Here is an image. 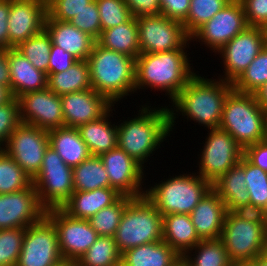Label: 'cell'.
<instances>
[{"instance_id":"6da1fadb","label":"cell","mask_w":267,"mask_h":266,"mask_svg":"<svg viewBox=\"0 0 267 266\" xmlns=\"http://www.w3.org/2000/svg\"><path fill=\"white\" fill-rule=\"evenodd\" d=\"M232 90V83L223 79L212 80L195 74L171 101V108H168L171 131L178 114L186 115L187 121L190 118L198 125L203 124L204 128H219L224 102Z\"/></svg>"},{"instance_id":"7a4b0ae2","label":"cell","mask_w":267,"mask_h":266,"mask_svg":"<svg viewBox=\"0 0 267 266\" xmlns=\"http://www.w3.org/2000/svg\"><path fill=\"white\" fill-rule=\"evenodd\" d=\"M140 106L138 116L117 125V146L144 168L151 154L170 135L171 128L168 106Z\"/></svg>"},{"instance_id":"3957f363","label":"cell","mask_w":267,"mask_h":266,"mask_svg":"<svg viewBox=\"0 0 267 266\" xmlns=\"http://www.w3.org/2000/svg\"><path fill=\"white\" fill-rule=\"evenodd\" d=\"M185 49L139 54L136 58L135 93L152 88L165 91L171 101L196 74ZM193 71V72H192Z\"/></svg>"},{"instance_id":"277c9868","label":"cell","mask_w":267,"mask_h":266,"mask_svg":"<svg viewBox=\"0 0 267 266\" xmlns=\"http://www.w3.org/2000/svg\"><path fill=\"white\" fill-rule=\"evenodd\" d=\"M87 61L92 89L113 105L127 98L125 96L134 94L135 58L106 49L95 42Z\"/></svg>"},{"instance_id":"5b68a950","label":"cell","mask_w":267,"mask_h":266,"mask_svg":"<svg viewBox=\"0 0 267 266\" xmlns=\"http://www.w3.org/2000/svg\"><path fill=\"white\" fill-rule=\"evenodd\" d=\"M232 263H249L262 256L267 243V215L227 212L221 238Z\"/></svg>"},{"instance_id":"8992f818","label":"cell","mask_w":267,"mask_h":266,"mask_svg":"<svg viewBox=\"0 0 267 266\" xmlns=\"http://www.w3.org/2000/svg\"><path fill=\"white\" fill-rule=\"evenodd\" d=\"M161 182V183H160ZM145 190V197L162 216L190 214L212 188V184L195 172L180 174L160 181Z\"/></svg>"},{"instance_id":"52a82bcc","label":"cell","mask_w":267,"mask_h":266,"mask_svg":"<svg viewBox=\"0 0 267 266\" xmlns=\"http://www.w3.org/2000/svg\"><path fill=\"white\" fill-rule=\"evenodd\" d=\"M264 111L255 94L232 90L226 97L219 128L230 133L245 149L266 140Z\"/></svg>"},{"instance_id":"ba28073f","label":"cell","mask_w":267,"mask_h":266,"mask_svg":"<svg viewBox=\"0 0 267 266\" xmlns=\"http://www.w3.org/2000/svg\"><path fill=\"white\" fill-rule=\"evenodd\" d=\"M163 216L145 197L133 198L126 206L114 240L120 253L143 244L161 241Z\"/></svg>"},{"instance_id":"9c48e42d","label":"cell","mask_w":267,"mask_h":266,"mask_svg":"<svg viewBox=\"0 0 267 266\" xmlns=\"http://www.w3.org/2000/svg\"><path fill=\"white\" fill-rule=\"evenodd\" d=\"M73 168L51 147L45 151L39 173L32 179L39 202L47 211L61 208L74 192Z\"/></svg>"},{"instance_id":"30bf717a","label":"cell","mask_w":267,"mask_h":266,"mask_svg":"<svg viewBox=\"0 0 267 266\" xmlns=\"http://www.w3.org/2000/svg\"><path fill=\"white\" fill-rule=\"evenodd\" d=\"M199 158L196 172L211 184L215 183L230 168L236 166L244 155V149L234 137L220 129H209Z\"/></svg>"},{"instance_id":"8fae6325","label":"cell","mask_w":267,"mask_h":266,"mask_svg":"<svg viewBox=\"0 0 267 266\" xmlns=\"http://www.w3.org/2000/svg\"><path fill=\"white\" fill-rule=\"evenodd\" d=\"M136 20L140 54L189 48L190 36L182 22L161 14L143 15L136 17Z\"/></svg>"},{"instance_id":"7c38bea8","label":"cell","mask_w":267,"mask_h":266,"mask_svg":"<svg viewBox=\"0 0 267 266\" xmlns=\"http://www.w3.org/2000/svg\"><path fill=\"white\" fill-rule=\"evenodd\" d=\"M63 261L56 228L46 216L25 228L16 266H56Z\"/></svg>"},{"instance_id":"4fadbf2b","label":"cell","mask_w":267,"mask_h":266,"mask_svg":"<svg viewBox=\"0 0 267 266\" xmlns=\"http://www.w3.org/2000/svg\"><path fill=\"white\" fill-rule=\"evenodd\" d=\"M248 27L240 0H231L209 21L199 27L190 40L202 42L215 54Z\"/></svg>"},{"instance_id":"5bb4252c","label":"cell","mask_w":267,"mask_h":266,"mask_svg":"<svg viewBox=\"0 0 267 266\" xmlns=\"http://www.w3.org/2000/svg\"><path fill=\"white\" fill-rule=\"evenodd\" d=\"M45 216L56 228L64 261L75 264L99 237L87 219L70 217L61 208L47 210Z\"/></svg>"},{"instance_id":"9a60e30c","label":"cell","mask_w":267,"mask_h":266,"mask_svg":"<svg viewBox=\"0 0 267 266\" xmlns=\"http://www.w3.org/2000/svg\"><path fill=\"white\" fill-rule=\"evenodd\" d=\"M48 146V131L20 123L2 149L33 179L41 169Z\"/></svg>"},{"instance_id":"2e32d148","label":"cell","mask_w":267,"mask_h":266,"mask_svg":"<svg viewBox=\"0 0 267 266\" xmlns=\"http://www.w3.org/2000/svg\"><path fill=\"white\" fill-rule=\"evenodd\" d=\"M267 38L264 28L248 26L240 32L216 54L223 58L225 68L223 76L218 78L226 82L233 83L249 64L256 58L261 50L266 46Z\"/></svg>"},{"instance_id":"e0dca14e","label":"cell","mask_w":267,"mask_h":266,"mask_svg":"<svg viewBox=\"0 0 267 266\" xmlns=\"http://www.w3.org/2000/svg\"><path fill=\"white\" fill-rule=\"evenodd\" d=\"M20 121L46 131L64 127L62 99L48 87L18 98Z\"/></svg>"},{"instance_id":"ac0fdd59","label":"cell","mask_w":267,"mask_h":266,"mask_svg":"<svg viewBox=\"0 0 267 266\" xmlns=\"http://www.w3.org/2000/svg\"><path fill=\"white\" fill-rule=\"evenodd\" d=\"M46 215L35 186L21 191L0 194V230L27 228Z\"/></svg>"},{"instance_id":"d6986e66","label":"cell","mask_w":267,"mask_h":266,"mask_svg":"<svg viewBox=\"0 0 267 266\" xmlns=\"http://www.w3.org/2000/svg\"><path fill=\"white\" fill-rule=\"evenodd\" d=\"M109 177L110 187L133 198L145 195L144 168L118 146L99 156Z\"/></svg>"},{"instance_id":"ffe728a7","label":"cell","mask_w":267,"mask_h":266,"mask_svg":"<svg viewBox=\"0 0 267 266\" xmlns=\"http://www.w3.org/2000/svg\"><path fill=\"white\" fill-rule=\"evenodd\" d=\"M46 16V0H10L9 49L42 32Z\"/></svg>"},{"instance_id":"44dd1931","label":"cell","mask_w":267,"mask_h":266,"mask_svg":"<svg viewBox=\"0 0 267 266\" xmlns=\"http://www.w3.org/2000/svg\"><path fill=\"white\" fill-rule=\"evenodd\" d=\"M61 99L64 124L73 128L103 117L114 106L92 88L61 95Z\"/></svg>"},{"instance_id":"7402d4cb","label":"cell","mask_w":267,"mask_h":266,"mask_svg":"<svg viewBox=\"0 0 267 266\" xmlns=\"http://www.w3.org/2000/svg\"><path fill=\"white\" fill-rule=\"evenodd\" d=\"M227 209L218 193L211 188L189 214L201 240L220 239Z\"/></svg>"},{"instance_id":"603a6c76","label":"cell","mask_w":267,"mask_h":266,"mask_svg":"<svg viewBox=\"0 0 267 266\" xmlns=\"http://www.w3.org/2000/svg\"><path fill=\"white\" fill-rule=\"evenodd\" d=\"M10 91L16 99L21 95L47 88L48 75L37 70L16 48L7 50Z\"/></svg>"},{"instance_id":"cb8c5ba5","label":"cell","mask_w":267,"mask_h":266,"mask_svg":"<svg viewBox=\"0 0 267 266\" xmlns=\"http://www.w3.org/2000/svg\"><path fill=\"white\" fill-rule=\"evenodd\" d=\"M212 188L224 201L227 212H250V196L245 181V157L215 181Z\"/></svg>"},{"instance_id":"d4e9b609","label":"cell","mask_w":267,"mask_h":266,"mask_svg":"<svg viewBox=\"0 0 267 266\" xmlns=\"http://www.w3.org/2000/svg\"><path fill=\"white\" fill-rule=\"evenodd\" d=\"M54 45L63 48L77 60H87L96 40L73 26L70 22L50 19L46 16L45 28Z\"/></svg>"},{"instance_id":"484cf974","label":"cell","mask_w":267,"mask_h":266,"mask_svg":"<svg viewBox=\"0 0 267 266\" xmlns=\"http://www.w3.org/2000/svg\"><path fill=\"white\" fill-rule=\"evenodd\" d=\"M121 196L112 187L93 191H74L61 209L70 217L88 220L101 209L114 204Z\"/></svg>"},{"instance_id":"4316f807","label":"cell","mask_w":267,"mask_h":266,"mask_svg":"<svg viewBox=\"0 0 267 266\" xmlns=\"http://www.w3.org/2000/svg\"><path fill=\"white\" fill-rule=\"evenodd\" d=\"M114 109L113 106L103 117L77 127L91 155L100 156L117 147V125L109 120Z\"/></svg>"},{"instance_id":"83f0119b","label":"cell","mask_w":267,"mask_h":266,"mask_svg":"<svg viewBox=\"0 0 267 266\" xmlns=\"http://www.w3.org/2000/svg\"><path fill=\"white\" fill-rule=\"evenodd\" d=\"M162 240L180 256H184L201 241L189 214L164 215Z\"/></svg>"},{"instance_id":"f1b7e54d","label":"cell","mask_w":267,"mask_h":266,"mask_svg":"<svg viewBox=\"0 0 267 266\" xmlns=\"http://www.w3.org/2000/svg\"><path fill=\"white\" fill-rule=\"evenodd\" d=\"M49 146L70 167H75L91 156L86 143L81 139L77 128L59 127L48 131Z\"/></svg>"},{"instance_id":"f546056e","label":"cell","mask_w":267,"mask_h":266,"mask_svg":"<svg viewBox=\"0 0 267 266\" xmlns=\"http://www.w3.org/2000/svg\"><path fill=\"white\" fill-rule=\"evenodd\" d=\"M180 255L163 240L121 253V266H170Z\"/></svg>"},{"instance_id":"4dcf8cb0","label":"cell","mask_w":267,"mask_h":266,"mask_svg":"<svg viewBox=\"0 0 267 266\" xmlns=\"http://www.w3.org/2000/svg\"><path fill=\"white\" fill-rule=\"evenodd\" d=\"M96 42L102 47L137 58L140 54L139 32L136 17L127 22L101 31Z\"/></svg>"},{"instance_id":"1f68e13d","label":"cell","mask_w":267,"mask_h":266,"mask_svg":"<svg viewBox=\"0 0 267 266\" xmlns=\"http://www.w3.org/2000/svg\"><path fill=\"white\" fill-rule=\"evenodd\" d=\"M47 87L57 95L91 89L90 67L87 60H78L67 70L48 75Z\"/></svg>"},{"instance_id":"d6a6232c","label":"cell","mask_w":267,"mask_h":266,"mask_svg":"<svg viewBox=\"0 0 267 266\" xmlns=\"http://www.w3.org/2000/svg\"><path fill=\"white\" fill-rule=\"evenodd\" d=\"M74 191H93L110 187L109 177L99 156L91 155L73 167Z\"/></svg>"},{"instance_id":"836d02e7","label":"cell","mask_w":267,"mask_h":266,"mask_svg":"<svg viewBox=\"0 0 267 266\" xmlns=\"http://www.w3.org/2000/svg\"><path fill=\"white\" fill-rule=\"evenodd\" d=\"M192 252L195 254L192 255ZM183 257L188 266H230L232 264L221 239L201 240Z\"/></svg>"},{"instance_id":"e575fe53","label":"cell","mask_w":267,"mask_h":266,"mask_svg":"<svg viewBox=\"0 0 267 266\" xmlns=\"http://www.w3.org/2000/svg\"><path fill=\"white\" fill-rule=\"evenodd\" d=\"M75 266H121V253L114 237L99 236Z\"/></svg>"},{"instance_id":"d590c367","label":"cell","mask_w":267,"mask_h":266,"mask_svg":"<svg viewBox=\"0 0 267 266\" xmlns=\"http://www.w3.org/2000/svg\"><path fill=\"white\" fill-rule=\"evenodd\" d=\"M266 82L267 44L247 69L232 83V88L240 93L255 94Z\"/></svg>"},{"instance_id":"8d00e7d4","label":"cell","mask_w":267,"mask_h":266,"mask_svg":"<svg viewBox=\"0 0 267 266\" xmlns=\"http://www.w3.org/2000/svg\"><path fill=\"white\" fill-rule=\"evenodd\" d=\"M32 184V178L0 148V194L21 191Z\"/></svg>"},{"instance_id":"74e56055","label":"cell","mask_w":267,"mask_h":266,"mask_svg":"<svg viewBox=\"0 0 267 266\" xmlns=\"http://www.w3.org/2000/svg\"><path fill=\"white\" fill-rule=\"evenodd\" d=\"M245 181L250 196V212L267 215V172L245 158Z\"/></svg>"},{"instance_id":"f35d334b","label":"cell","mask_w":267,"mask_h":266,"mask_svg":"<svg viewBox=\"0 0 267 266\" xmlns=\"http://www.w3.org/2000/svg\"><path fill=\"white\" fill-rule=\"evenodd\" d=\"M133 199L122 195L114 204L98 211L88 219L98 236L114 237L127 204Z\"/></svg>"},{"instance_id":"ab89813d","label":"cell","mask_w":267,"mask_h":266,"mask_svg":"<svg viewBox=\"0 0 267 266\" xmlns=\"http://www.w3.org/2000/svg\"><path fill=\"white\" fill-rule=\"evenodd\" d=\"M51 46V36L44 29L39 34L21 42L16 49L21 52L37 70L48 75Z\"/></svg>"},{"instance_id":"60d3db41","label":"cell","mask_w":267,"mask_h":266,"mask_svg":"<svg viewBox=\"0 0 267 266\" xmlns=\"http://www.w3.org/2000/svg\"><path fill=\"white\" fill-rule=\"evenodd\" d=\"M230 1L231 0H190L187 18L182 22L186 33L191 36Z\"/></svg>"},{"instance_id":"b9f144b4","label":"cell","mask_w":267,"mask_h":266,"mask_svg":"<svg viewBox=\"0 0 267 266\" xmlns=\"http://www.w3.org/2000/svg\"><path fill=\"white\" fill-rule=\"evenodd\" d=\"M24 234V228L0 230V266H16Z\"/></svg>"},{"instance_id":"7bdbcfd3","label":"cell","mask_w":267,"mask_h":266,"mask_svg":"<svg viewBox=\"0 0 267 266\" xmlns=\"http://www.w3.org/2000/svg\"><path fill=\"white\" fill-rule=\"evenodd\" d=\"M101 31L127 22L131 13L124 0H96Z\"/></svg>"},{"instance_id":"ee69618b","label":"cell","mask_w":267,"mask_h":266,"mask_svg":"<svg viewBox=\"0 0 267 266\" xmlns=\"http://www.w3.org/2000/svg\"><path fill=\"white\" fill-rule=\"evenodd\" d=\"M47 16L50 19L69 22L93 0H46Z\"/></svg>"},{"instance_id":"f6af8a7d","label":"cell","mask_w":267,"mask_h":266,"mask_svg":"<svg viewBox=\"0 0 267 266\" xmlns=\"http://www.w3.org/2000/svg\"><path fill=\"white\" fill-rule=\"evenodd\" d=\"M69 22L97 40L101 34V22L96 0L88 4L85 9L77 13Z\"/></svg>"},{"instance_id":"bcb514c9","label":"cell","mask_w":267,"mask_h":266,"mask_svg":"<svg viewBox=\"0 0 267 266\" xmlns=\"http://www.w3.org/2000/svg\"><path fill=\"white\" fill-rule=\"evenodd\" d=\"M20 123L19 101L13 97L9 102L0 105V148L7 143Z\"/></svg>"},{"instance_id":"7dc6e473","label":"cell","mask_w":267,"mask_h":266,"mask_svg":"<svg viewBox=\"0 0 267 266\" xmlns=\"http://www.w3.org/2000/svg\"><path fill=\"white\" fill-rule=\"evenodd\" d=\"M248 26L267 27V0H240Z\"/></svg>"},{"instance_id":"c3c4849f","label":"cell","mask_w":267,"mask_h":266,"mask_svg":"<svg viewBox=\"0 0 267 266\" xmlns=\"http://www.w3.org/2000/svg\"><path fill=\"white\" fill-rule=\"evenodd\" d=\"M77 61L78 60L70 53L52 43L48 65V75L51 73L63 72Z\"/></svg>"},{"instance_id":"681fc988","label":"cell","mask_w":267,"mask_h":266,"mask_svg":"<svg viewBox=\"0 0 267 266\" xmlns=\"http://www.w3.org/2000/svg\"><path fill=\"white\" fill-rule=\"evenodd\" d=\"M161 15L183 22L188 15L190 0H160Z\"/></svg>"},{"instance_id":"f907efd6","label":"cell","mask_w":267,"mask_h":266,"mask_svg":"<svg viewBox=\"0 0 267 266\" xmlns=\"http://www.w3.org/2000/svg\"><path fill=\"white\" fill-rule=\"evenodd\" d=\"M243 156L254 166L267 172V140L247 146Z\"/></svg>"},{"instance_id":"816d5d0a","label":"cell","mask_w":267,"mask_h":266,"mask_svg":"<svg viewBox=\"0 0 267 266\" xmlns=\"http://www.w3.org/2000/svg\"><path fill=\"white\" fill-rule=\"evenodd\" d=\"M132 17L157 15L161 12L160 0H124Z\"/></svg>"},{"instance_id":"f5cc1de1","label":"cell","mask_w":267,"mask_h":266,"mask_svg":"<svg viewBox=\"0 0 267 266\" xmlns=\"http://www.w3.org/2000/svg\"><path fill=\"white\" fill-rule=\"evenodd\" d=\"M10 0H0V50L9 49L8 18Z\"/></svg>"},{"instance_id":"db71d44e","label":"cell","mask_w":267,"mask_h":266,"mask_svg":"<svg viewBox=\"0 0 267 266\" xmlns=\"http://www.w3.org/2000/svg\"><path fill=\"white\" fill-rule=\"evenodd\" d=\"M0 84L10 89V73L7 50H0Z\"/></svg>"},{"instance_id":"11a10c76","label":"cell","mask_w":267,"mask_h":266,"mask_svg":"<svg viewBox=\"0 0 267 266\" xmlns=\"http://www.w3.org/2000/svg\"><path fill=\"white\" fill-rule=\"evenodd\" d=\"M262 108H267V82L255 93Z\"/></svg>"},{"instance_id":"9f6ffc18","label":"cell","mask_w":267,"mask_h":266,"mask_svg":"<svg viewBox=\"0 0 267 266\" xmlns=\"http://www.w3.org/2000/svg\"><path fill=\"white\" fill-rule=\"evenodd\" d=\"M13 98L10 89L2 84H0V105L9 102Z\"/></svg>"},{"instance_id":"6f0895ef","label":"cell","mask_w":267,"mask_h":266,"mask_svg":"<svg viewBox=\"0 0 267 266\" xmlns=\"http://www.w3.org/2000/svg\"><path fill=\"white\" fill-rule=\"evenodd\" d=\"M250 266H267V260L263 256L256 257L251 262Z\"/></svg>"},{"instance_id":"680465c9","label":"cell","mask_w":267,"mask_h":266,"mask_svg":"<svg viewBox=\"0 0 267 266\" xmlns=\"http://www.w3.org/2000/svg\"><path fill=\"white\" fill-rule=\"evenodd\" d=\"M170 266H188L185 258L180 256L173 264Z\"/></svg>"},{"instance_id":"91938a15","label":"cell","mask_w":267,"mask_h":266,"mask_svg":"<svg viewBox=\"0 0 267 266\" xmlns=\"http://www.w3.org/2000/svg\"><path fill=\"white\" fill-rule=\"evenodd\" d=\"M264 111V134H265V139L267 140V108H263Z\"/></svg>"},{"instance_id":"94428289","label":"cell","mask_w":267,"mask_h":266,"mask_svg":"<svg viewBox=\"0 0 267 266\" xmlns=\"http://www.w3.org/2000/svg\"><path fill=\"white\" fill-rule=\"evenodd\" d=\"M56 266H75V264L72 263V262L63 261V262H61L60 264H58Z\"/></svg>"},{"instance_id":"6125c7cd","label":"cell","mask_w":267,"mask_h":266,"mask_svg":"<svg viewBox=\"0 0 267 266\" xmlns=\"http://www.w3.org/2000/svg\"><path fill=\"white\" fill-rule=\"evenodd\" d=\"M230 266H250L249 263H232Z\"/></svg>"},{"instance_id":"be15d7a7","label":"cell","mask_w":267,"mask_h":266,"mask_svg":"<svg viewBox=\"0 0 267 266\" xmlns=\"http://www.w3.org/2000/svg\"><path fill=\"white\" fill-rule=\"evenodd\" d=\"M262 256L267 260V243H266Z\"/></svg>"}]
</instances>
